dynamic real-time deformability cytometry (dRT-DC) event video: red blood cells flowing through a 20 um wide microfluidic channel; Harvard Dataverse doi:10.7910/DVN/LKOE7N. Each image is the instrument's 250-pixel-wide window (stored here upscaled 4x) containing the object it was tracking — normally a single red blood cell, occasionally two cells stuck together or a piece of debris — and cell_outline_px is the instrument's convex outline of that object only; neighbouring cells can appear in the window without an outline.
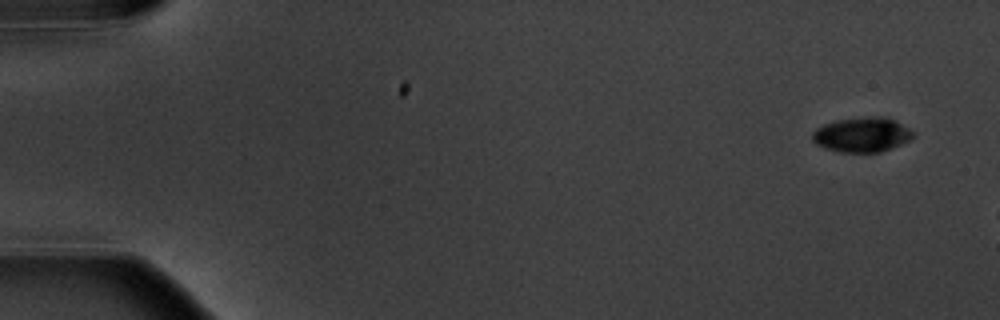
{"species": "common noctule bat (a hibernating species)", "species_latin": "Nyctalus noctula", "temperature_condition": "warm", "stored_images_in_passage": 3, "camera_frame_rate_fps": 3000, "um_per_image_px": 0.085, "animal": {"sex": "male", "body_mass_g": 20.1, "forearm_length_mm": 53.5}, "frame": {"image": 1, "passage_image": 1, "time_ms": 0.0, "image_size_px": [1000, 320], "cell_outline_px": [[916, 136], [900, 144], [880, 152], [840, 152], [824, 148], [816, 144], [812, 140], [812, 132], [816, 128], [824, 124], [836, 120], [872, 116], [884, 116], [896, 120], [908, 128]], "centroid_in_image_um": [73.25, 11.44], "position_along_channel_um": 11.8, "area_um2": 20.4}}